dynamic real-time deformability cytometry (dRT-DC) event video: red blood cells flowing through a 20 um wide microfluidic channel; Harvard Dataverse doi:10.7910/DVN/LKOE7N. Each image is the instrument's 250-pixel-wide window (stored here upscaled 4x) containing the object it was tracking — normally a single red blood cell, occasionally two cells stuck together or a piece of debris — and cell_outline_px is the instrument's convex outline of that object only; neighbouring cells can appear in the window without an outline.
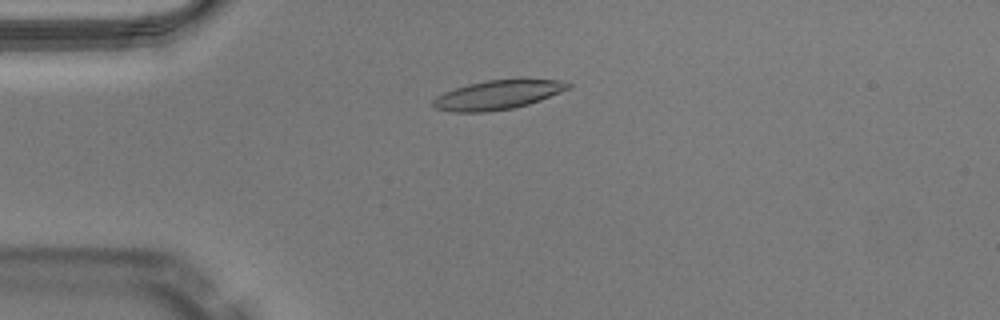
{"species": "Egyptian fruit bat (a non-hibernating species)", "species_latin": "Rousettus aegyptiacus", "temperature_condition": "warm", "stored_images_in_passage": 50, "camera_frame_rate_fps": 3000, "um_per_image_px": 0.085, "animal": {"sex": "male"}, "frame": {"image": 1, "passage_image": 13, "time_ms": 4.0, "image_size_px": [1000, 320], "cell_outline_px": [[572, 84], [568, 88], [560, 92], [540, 100], [528, 104], [512, 108], [488, 112], [452, 112], [432, 108], [432, 100], [436, 96], [444, 92], [468, 84], [488, 80], [560, 80]], "centroid_in_image_um": [42.23, 8.08], "position_along_channel_um": 42.8, "area_um2": 22.66}}
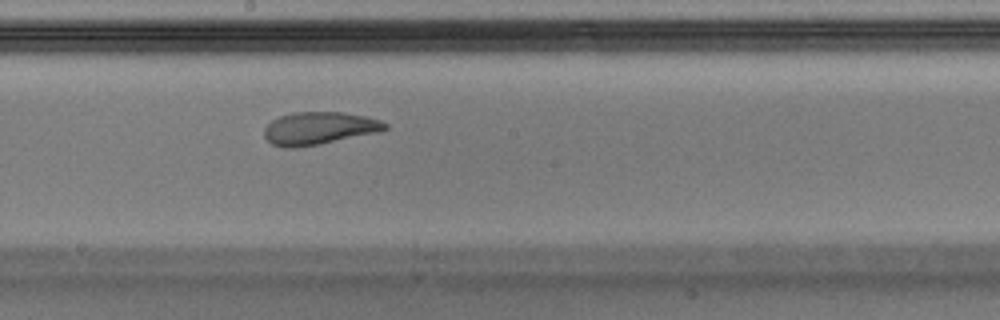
{"frame": {"image": 2, "passage_image": 28, "time_ms": 9.0, "image_size_px": [1000, 320], "cell_outline_px": [[388, 128], [380, 132], [320, 144], [296, 148], [284, 148], [272, 144], [264, 136], [264, 128], [272, 120], [280, 116], [296, 112], [344, 112], [364, 116], [380, 120], [388, 124]], "centroid_in_image_um": [27.13, 10.91], "position_along_channel_um": 221.1, "area_um2": 23.06}}
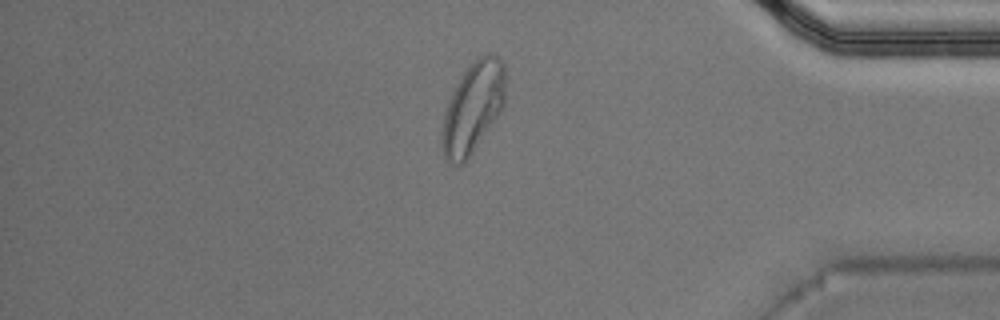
{"frame": {"image": 3, "passage_image": 43, "time_ms": 14.0, "image_size_px": [1000, 320], "cell_outline_px": [[504, 108], [468, 160], [460, 168], [448, 160], [444, 156], [440, 144], [440, 140], [444, 112], [464, 72], [480, 56], [488, 52], [500, 56], [504, 64]], "centroid_in_image_um": [40.21, 9.22], "position_along_channel_um": 395.0, "area_um2": 33.58}, "authors_computed_cell_mechanics": {"area_um2": 23.0622, "velocity_mm_per_s": 4.0384, "shape_relaxation_time_tau1_ms": 6.8344, "shape_relaxation_time_tau2_ms": 2.4247, "deformation_change_tau1": 0.2273, "deformation_change_tau2": 0.1014}}